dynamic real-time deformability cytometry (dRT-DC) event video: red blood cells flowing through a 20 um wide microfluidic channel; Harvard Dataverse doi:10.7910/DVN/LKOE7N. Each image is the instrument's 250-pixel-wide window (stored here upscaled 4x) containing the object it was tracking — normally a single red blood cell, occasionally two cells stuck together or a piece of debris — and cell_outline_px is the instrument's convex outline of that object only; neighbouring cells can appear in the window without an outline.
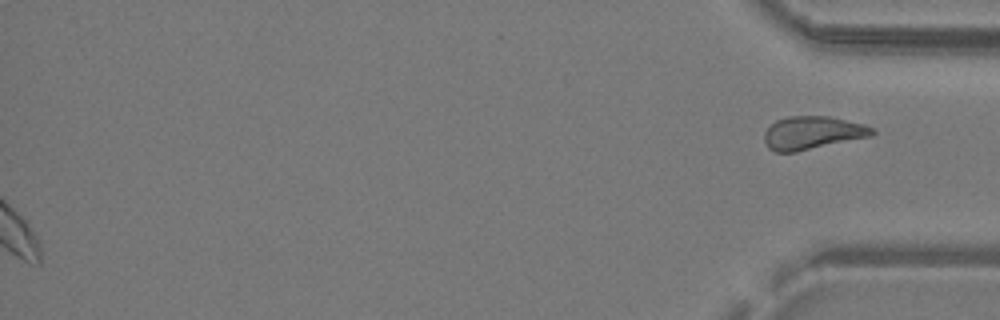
{"species": "common noctule bat (a hibernating species)", "species_latin": "Nyctalus noctula", "temperature_condition": "warm", "stored_images_in_passage": 28, "segment_of_instrument_passage": [2, 2], "camera_frame_rate_fps": 3000, "um_per_image_px": 0.085, "animal": {"sex": "male", "body_mass_g": 19.2, "forearm_length_mm": 51.8}, "frame": {"image": 1, "passage_image": 28, "time_ms": 9.0, "image_size_px": [1000, 320], "cell_outline_px": [[876, 132], [872, 136], [796, 152], [776, 152], [768, 148], [764, 140], [764, 132], [776, 120], [788, 116], [828, 116], [864, 124], [876, 128]], "centroid_in_image_um": [69.08, 11.29], "position_along_channel_um": 366.1, "area_um2": 20.92}}